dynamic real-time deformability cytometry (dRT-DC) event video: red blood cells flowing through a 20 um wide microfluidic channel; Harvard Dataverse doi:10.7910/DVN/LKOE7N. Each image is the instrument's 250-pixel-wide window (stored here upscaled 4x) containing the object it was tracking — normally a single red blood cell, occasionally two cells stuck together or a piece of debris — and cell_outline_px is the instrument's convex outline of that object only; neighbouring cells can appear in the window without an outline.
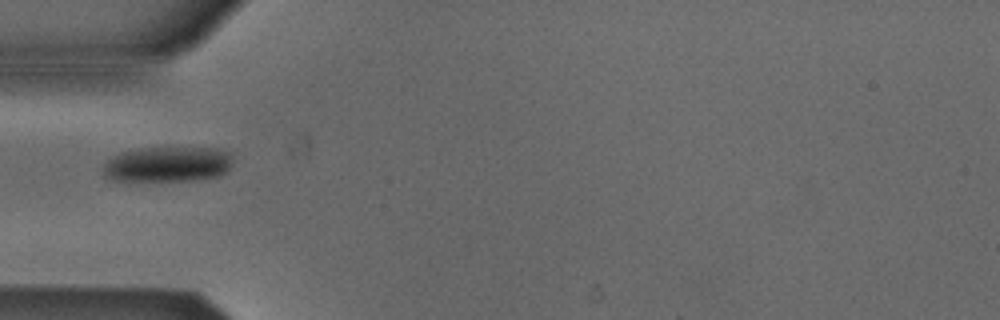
{"species": "Egyptian fruit bat (a non-hibernating species)", "species_latin": "Rousettus aegyptiacus", "temperature_condition": "cold", "stored_images_in_passage": 37, "camera_frame_rate_fps": 3000, "um_per_image_px": 0.085, "animal": {"sex": "male"}, "frame": {"image": 1, "passage_image": 1, "time_ms": 0.0, "image_size_px": [1000, 320], "cell_outline_px": [[232, 156], [228, 168], [220, 176], [192, 180], [108, 180], [104, 176], [104, 164], [112, 156], [120, 152], [140, 148], [216, 148], [228, 152]], "centroid_in_image_um": [14.21, 13.95], "position_along_channel_um": 70.8, "area_um2": 26.47}}
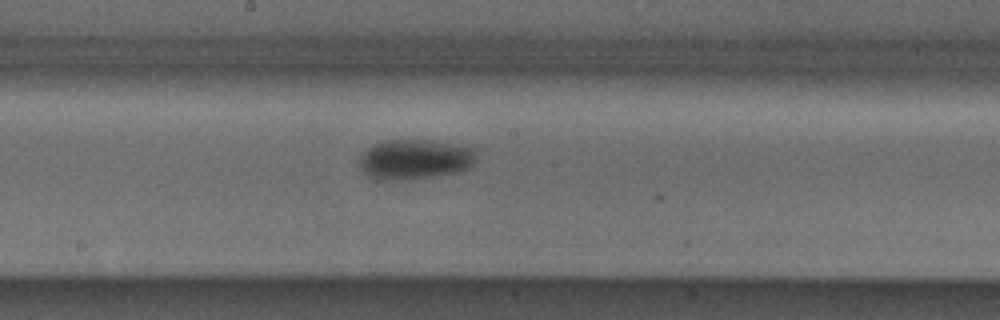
{"frame": {"image": 2, "passage_image": 12, "time_ms": 3.667, "image_size_px": [1000, 320], "cell_outline_px": [[476, 160], [472, 168], [460, 172], [412, 180], [376, 180], [360, 172], [360, 156], [368, 148], [376, 144], [388, 140], [432, 140], [476, 148]], "centroid_in_image_um": [35.3, 13.57], "position_along_channel_um": 212.9, "area_um2": 27.86}}
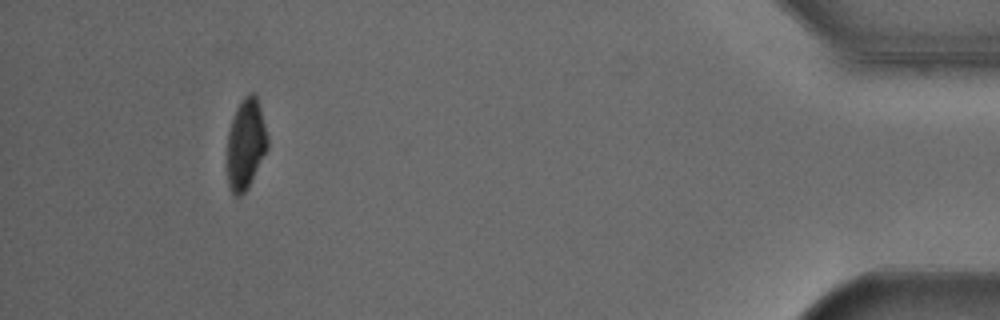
{"frame": {"image": 3, "passage_image": 33, "time_ms": 10.667, "image_size_px": [1000, 320], "cell_outline_px": [[268, 148], [248, 188], [240, 196], [236, 196], [232, 192], [228, 184], [228, 132], [236, 108], [240, 100], [248, 92], [252, 92], [256, 96], [260, 108], [268, 140]], "centroid_in_image_um": [20.89, 12.23], "position_along_channel_um": 414.3, "area_um2": 21.1}}